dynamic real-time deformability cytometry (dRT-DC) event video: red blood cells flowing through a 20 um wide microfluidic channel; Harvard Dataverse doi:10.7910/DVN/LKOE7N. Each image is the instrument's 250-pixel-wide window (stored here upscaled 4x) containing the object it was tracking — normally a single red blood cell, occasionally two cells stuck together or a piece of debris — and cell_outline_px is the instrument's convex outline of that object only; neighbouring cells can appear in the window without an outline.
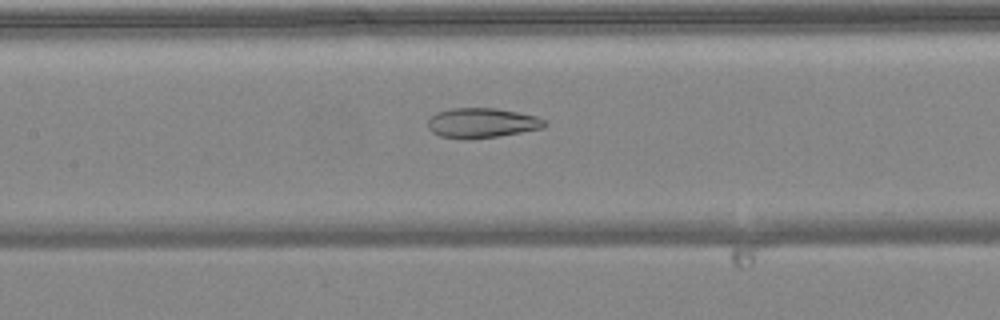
{"species": "common noctule bat (a hibernating species)", "species_latin": "Nyctalus noctula", "temperature_condition": "warm", "stored_images_in_passage": 34, "camera_frame_rate_fps": 3000, "um_per_image_px": 0.085, "animal": {"sex": "female", "body_mass_g": 24.6, "forearm_length_mm": 56.2}, "frame": {"image": 1, "passage_image": 18, "time_ms": 5.667, "image_size_px": [1000, 320], "cell_outline_px": [[548, 124], [544, 128], [500, 136], [440, 136], [432, 132], [428, 128], [428, 120], [436, 112], [452, 108], [496, 108], [536, 116], [544, 120]], "centroid_in_image_um": [41.0, 10.41], "position_along_channel_um": 166.4, "area_um2": 19.59}}
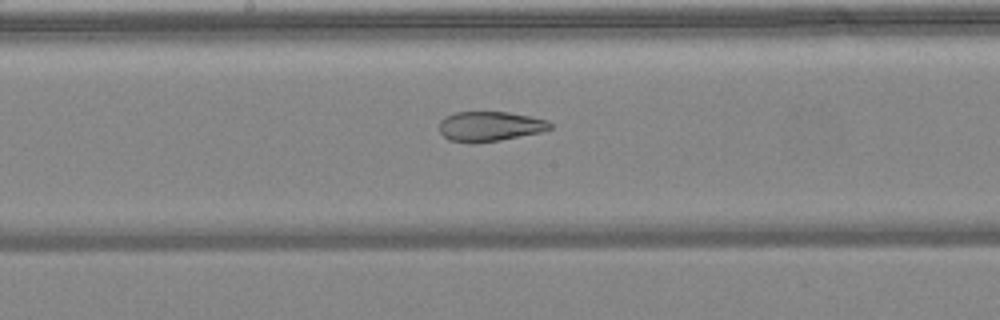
{"frame": {"image": 2, "passage_image": 21, "time_ms": 6.667, "image_size_px": [1000, 320], "cell_outline_px": [[552, 128], [540, 132], [500, 140], [448, 140], [440, 132], [440, 120], [444, 116], [456, 112], [508, 112], [532, 116], [548, 120], [552, 124]], "centroid_in_image_um": [41.68, 10.69], "position_along_channel_um": 206.5, "area_um2": 18.73}}